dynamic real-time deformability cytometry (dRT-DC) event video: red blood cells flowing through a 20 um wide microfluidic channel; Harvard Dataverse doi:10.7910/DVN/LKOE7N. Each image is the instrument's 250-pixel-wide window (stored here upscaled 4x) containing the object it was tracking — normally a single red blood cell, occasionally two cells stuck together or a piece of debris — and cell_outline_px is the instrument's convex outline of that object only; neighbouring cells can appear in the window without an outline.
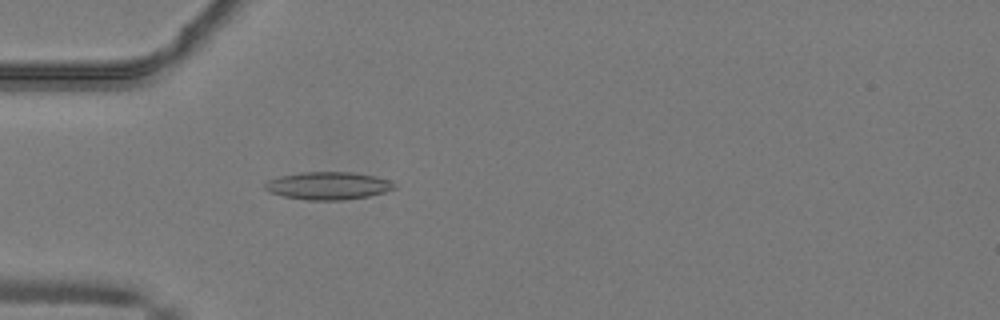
{"species": "common noctule bat (a hibernating species)", "species_latin": "Nyctalus noctula", "temperature_condition": "warm", "stored_images_in_passage": 50, "camera_frame_rate_fps": 3000, "um_per_image_px": 0.085, "animal": {"sex": "male", "body_mass_g": 19.2, "forearm_length_mm": 51.8}, "frame": {"image": 1, "passage_image": 15, "time_ms": 4.667, "image_size_px": [1000, 320], "cell_outline_px": [[396, 188], [384, 192], [368, 196], [344, 200], [308, 200], [284, 196], [268, 192], [264, 188], [264, 184], [268, 180], [280, 176], [304, 172], [352, 172], [376, 176], [388, 180], [396, 184]], "centroid_in_image_um": [27.89, 15.78], "position_along_channel_um": 57.1, "area_um2": 20.87}}
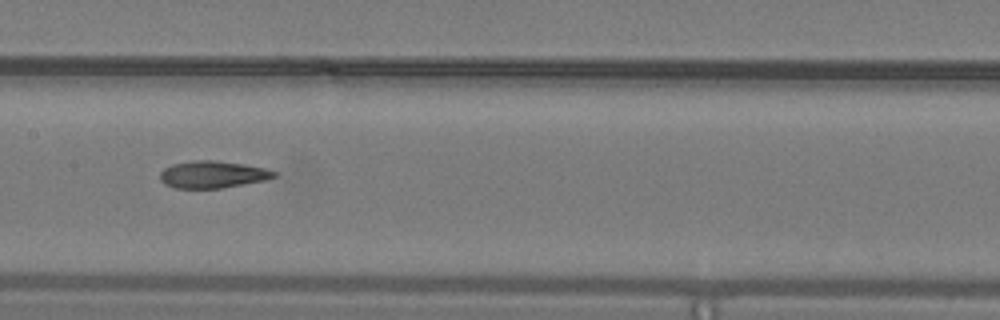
{"frame": {"image": 2, "passage_image": 25, "time_ms": 8.0, "image_size_px": [1000, 320], "cell_outline_px": [[276, 176], [264, 180], [220, 188], [172, 188], [164, 184], [160, 180], [160, 172], [164, 168], [172, 164], [192, 160], [216, 160], [264, 168], [276, 172]], "centroid_in_image_um": [18.0, 14.83], "position_along_channel_um": 189.4, "area_um2": 17.86}}
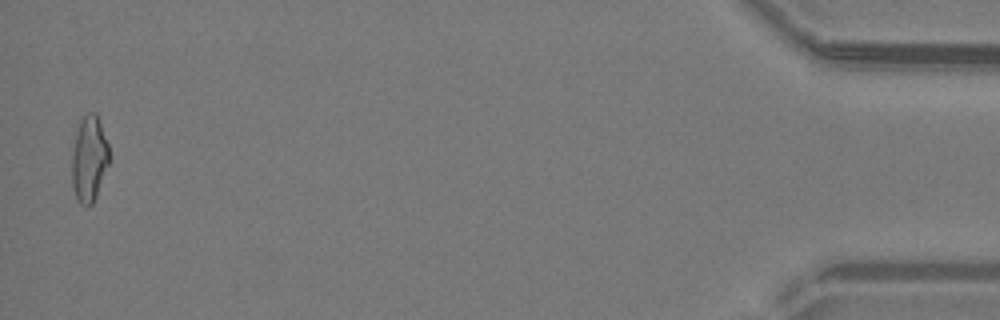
{"frame": {"image": 3, "passage_image": 49, "time_ms": 16.0, "image_size_px": [1000, 320], "cell_outline_px": [[112, 160], [96, 196], [92, 204], [80, 204], [76, 196], [72, 184], [72, 152], [80, 120], [88, 112], [96, 112], [108, 144]], "centroid_in_image_um": [7.62, 13.5], "position_along_channel_um": 427.6, "area_um2": 18.79}, "authors_computed_cell_mechanics": {"area_um2": 18.6694, "velocity_mm_per_s": 4.1356, "shape_relaxation_time_tau1_ms": null, "shape_relaxation_time_tau2_ms": 4.0243, "deformation_change_tau1": null, "deformation_change_tau2": 0.144}}